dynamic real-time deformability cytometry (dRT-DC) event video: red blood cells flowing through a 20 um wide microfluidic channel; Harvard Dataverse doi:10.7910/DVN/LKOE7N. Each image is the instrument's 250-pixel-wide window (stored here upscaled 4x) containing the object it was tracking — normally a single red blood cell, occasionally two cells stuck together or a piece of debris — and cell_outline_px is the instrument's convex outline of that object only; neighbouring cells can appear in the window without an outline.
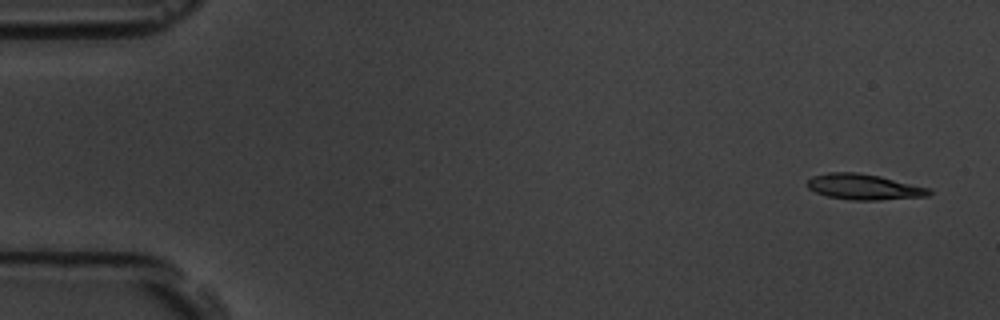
{"species": "common noctule bat (a hibernating species)", "species_latin": "Nyctalus noctula", "temperature_condition": "room temperature", "stored_images_in_passage": 5, "camera_frame_rate_fps": 3000, "um_per_image_px": 0.085, "animal": {"sex": "male", "body_mass_g": 19.5, "forearm_length_mm": 54.6}, "frame": {"image": 1, "passage_image": 1, "time_ms": 0.0, "image_size_px": [1000, 320], "cell_outline_px": [[932, 192], [928, 196], [876, 200], [852, 200], [828, 196], [816, 192], [808, 188], [808, 180], [812, 176], [828, 172], [860, 172], [880, 176], [932, 188]], "centroid_in_image_um": [73.47, 15.87], "position_along_channel_um": 11.5, "area_um2": 18.26}}